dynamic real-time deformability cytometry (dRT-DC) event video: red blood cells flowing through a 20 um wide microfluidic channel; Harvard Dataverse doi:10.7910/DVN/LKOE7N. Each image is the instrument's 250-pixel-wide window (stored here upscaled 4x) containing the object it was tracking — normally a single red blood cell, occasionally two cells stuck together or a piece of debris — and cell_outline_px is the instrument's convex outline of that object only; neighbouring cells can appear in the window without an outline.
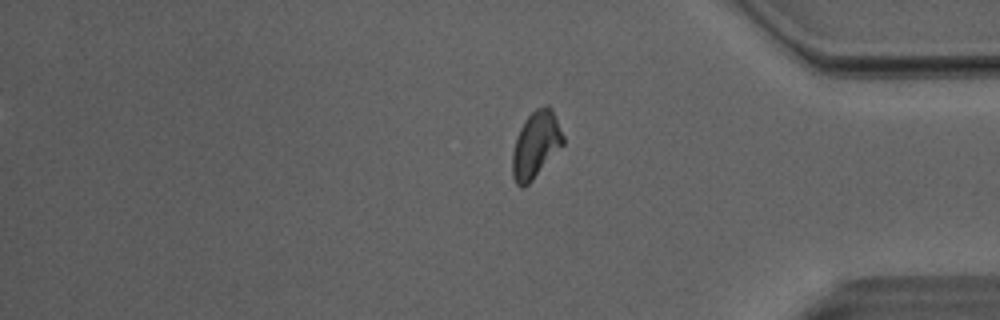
{"species": "Egyptian fruit bat (a non-hibernating species)", "species_latin": "Rousettus aegyptiacus", "temperature_condition": "room temperature", "stored_images_in_passage": 38, "camera_frame_rate_fps": 3000, "um_per_image_px": 0.085, "animal": {"sex": "male"}, "frame": {"image": 1, "passage_image": 38, "time_ms": 12.333, "image_size_px": [1000, 320], "cell_outline_px": [[564, 144], [532, 180], [524, 188], [520, 188], [516, 184], [512, 176], [512, 152], [516, 136], [524, 120], [536, 108], [548, 104], [552, 108], [564, 136]], "centroid_in_image_um": [45.53, 12.3], "position_along_channel_um": 389.7, "area_um2": 19.83}}